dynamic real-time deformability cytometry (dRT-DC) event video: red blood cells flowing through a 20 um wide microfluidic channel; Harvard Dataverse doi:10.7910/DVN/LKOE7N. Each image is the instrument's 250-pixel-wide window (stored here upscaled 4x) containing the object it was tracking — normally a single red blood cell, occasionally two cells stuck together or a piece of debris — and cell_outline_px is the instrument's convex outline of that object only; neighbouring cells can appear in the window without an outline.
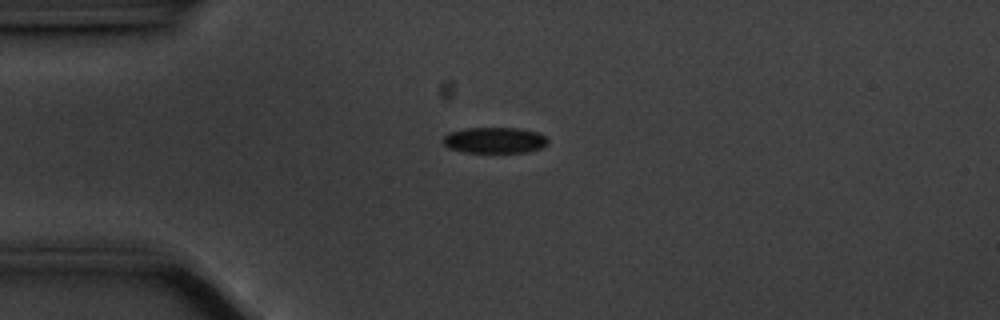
{"species": "common noctule bat (a hibernating species)", "species_latin": "Nyctalus noctula", "temperature_condition": "cold", "stored_images_in_passage": 56, "camera_frame_rate_fps": 3000, "um_per_image_px": 0.085, "animal": {"sex": "male", "body_mass_g": 20.1, "forearm_length_mm": 53.5}, "frame": {"image": 1, "passage_image": 13, "time_ms": 4.0, "image_size_px": [1000, 320], "cell_outline_px": [[548, 144], [544, 148], [524, 152], [464, 152], [448, 148], [444, 144], [444, 136], [448, 132], [464, 128], [520, 128], [540, 132], [548, 140]], "centroid_in_image_um": [42.07, 11.91], "position_along_channel_um": 42.9, "area_um2": 16.01}}
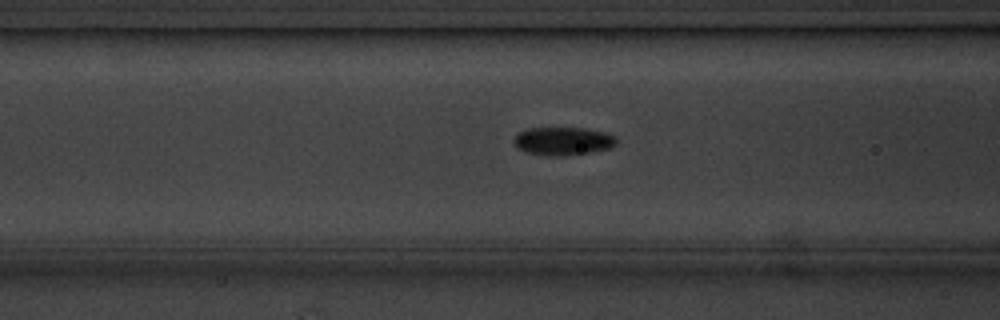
{"frame": {"image": 2, "passage_image": 21, "time_ms": 6.667, "image_size_px": [1000, 320], "cell_outline_px": [[616, 144], [612, 148], [564, 156], [552, 156], [528, 152], [516, 148], [512, 140], [516, 132], [528, 128], [584, 128], [604, 132], [612, 136], [616, 140]], "centroid_in_image_um": [47.79, 11.99], "position_along_channel_um": 118.8, "area_um2": 16.82}}
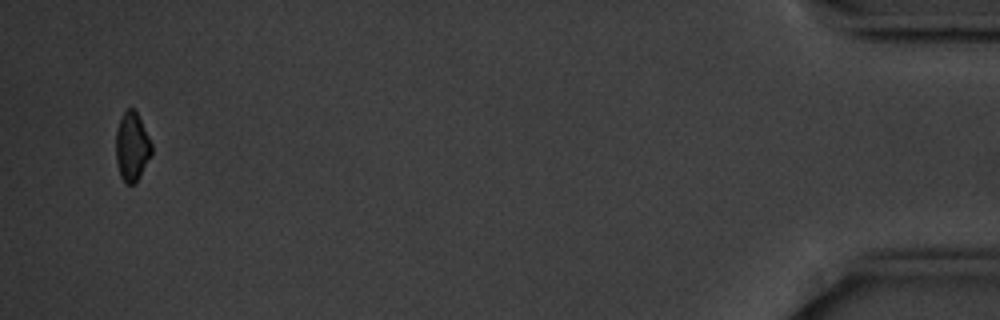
{"frame": {"image": 3, "passage_image": 54, "time_ms": 17.667, "image_size_px": [1000, 320], "cell_outline_px": [[152, 152], [136, 184], [124, 184], [120, 176], [116, 160], [116, 132], [120, 120], [124, 112], [128, 108], [132, 108], [136, 112], [152, 144]], "centroid_in_image_um": [11.21, 12.52], "position_along_channel_um": 424.0, "area_um2": 14.16}, "authors_computed_cell_mechanics": {"area_um2": 15.895, "velocity_mm_per_s": 3.5368, "shape_relaxation_time_tau1_ms": 1.94, "shape_relaxation_time_tau2_ms": null, "deformation_change_tau1": 0.0741, "deformation_change_tau2": null}}